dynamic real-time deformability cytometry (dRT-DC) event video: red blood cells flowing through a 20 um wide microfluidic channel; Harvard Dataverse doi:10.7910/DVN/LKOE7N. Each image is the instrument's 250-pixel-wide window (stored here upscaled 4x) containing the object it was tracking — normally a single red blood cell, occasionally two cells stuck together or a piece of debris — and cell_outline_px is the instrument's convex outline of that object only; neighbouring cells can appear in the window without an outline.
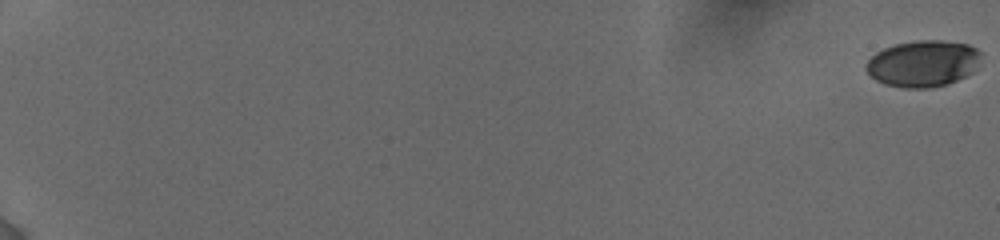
{"species": "human", "species_latin": "Homo sapiens", "temperature_condition": "cold", "stored_images_in_passage": 37, "camera_frame_rate_fps": 3000, "um_per_image_px": 0.085, "donor": {"sex": "female"}, "frame": {"image": 1, "passage_image": 1, "time_ms": 0.0, "image_size_px": [1000, 240], "cell_outline_px": [[980, 52], [972, 72], [956, 80], [944, 84], [928, 88], [904, 88], [884, 84], [876, 80], [864, 68], [868, 60], [876, 52], [884, 48], [896, 44], [920, 40], [940, 40], [968, 44], [976, 48]], "centroid_in_image_um": [78.4, 5.4], "position_along_channel_um": 6.6, "area_um2": 30.63}}
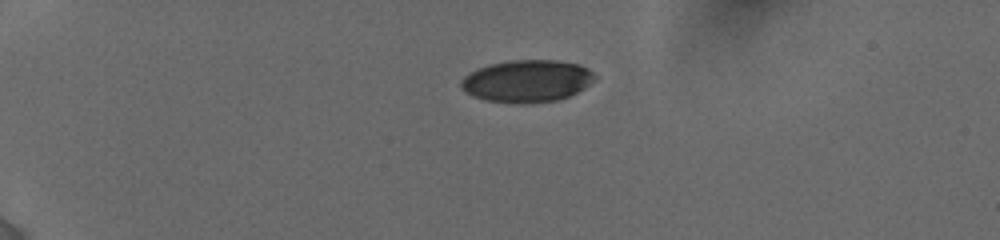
{"frame": {"image": 2, "passage_image": 30, "time_ms": 5.333, "image_size_px": [1000, 240], "cell_outline_px": [[596, 76], [584, 88], [568, 96], [556, 100], [520, 104], [484, 100], [472, 96], [460, 84], [460, 80], [468, 72], [476, 68], [488, 64], [512, 60], [556, 60], [580, 64], [588, 68]], "centroid_in_image_um": [44.76, 6.87], "position_along_channel_um": 40.2, "area_um2": 32.89}}
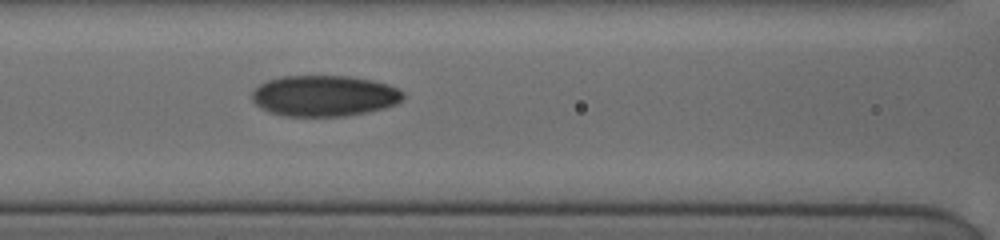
{"frame": {"image": 3, "passage_image": 37, "time_ms": 9.667, "image_size_px": [1000, 240], "cell_outline_px": [[404, 96], [396, 104], [384, 108], [344, 116], [284, 116], [268, 112], [260, 108], [252, 100], [252, 92], [260, 84], [268, 80], [280, 76], [348, 76], [372, 80], [388, 84], [404, 92]], "centroid_in_image_um": [27.53, 8.14], "position_along_channel_um": 139.1, "area_um2": 36.07}}